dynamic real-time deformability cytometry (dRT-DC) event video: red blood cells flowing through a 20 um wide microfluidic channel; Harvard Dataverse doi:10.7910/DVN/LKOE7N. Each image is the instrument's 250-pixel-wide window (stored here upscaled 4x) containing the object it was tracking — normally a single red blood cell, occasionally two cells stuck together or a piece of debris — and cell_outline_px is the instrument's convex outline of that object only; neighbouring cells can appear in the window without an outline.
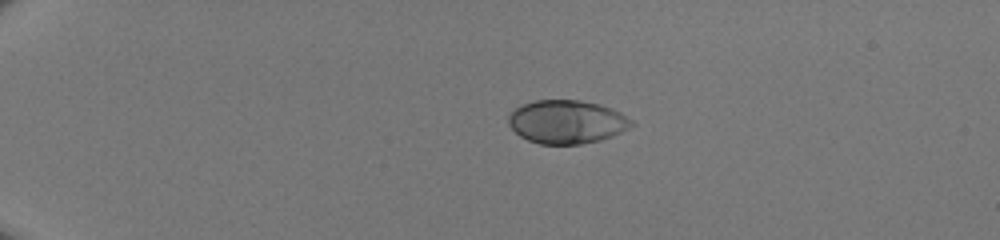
{"species": "human", "species_latin": "Homo sapiens", "temperature_condition": "room temperature", "stored_images_in_passage": 38, "camera_frame_rate_fps": 3000, "um_per_image_px": 0.085, "donor": {"sex": "male"}, "frame": {"image": 1, "passage_image": 1, "time_ms": 0.0, "image_size_px": [1000, 240], "cell_outline_px": [[636, 124], [612, 136], [600, 140], [580, 144], [540, 144], [528, 140], [520, 136], [508, 124], [508, 116], [520, 104], [536, 100], [580, 100], [600, 104], [612, 108], [620, 112], [632, 120]], "centroid_in_image_um": [48.18, 10.35], "position_along_channel_um": 36.8, "area_um2": 31.21}}
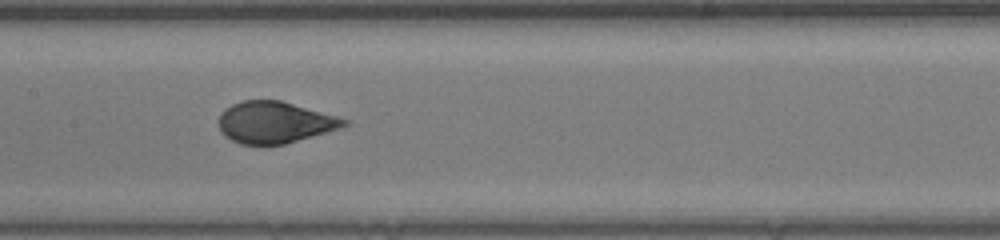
{"frame": {"image": 2, "passage_image": 17, "time_ms": 5.333, "image_size_px": [1000, 240], "cell_outline_px": [[348, 124], [340, 128], [328, 132], [284, 144], [240, 144], [224, 136], [220, 128], [220, 112], [224, 108], [232, 104], [244, 100], [280, 100], [336, 116], [348, 120]], "centroid_in_image_um": [23.33, 10.39], "position_along_channel_um": 184.1, "area_um2": 30.11}}
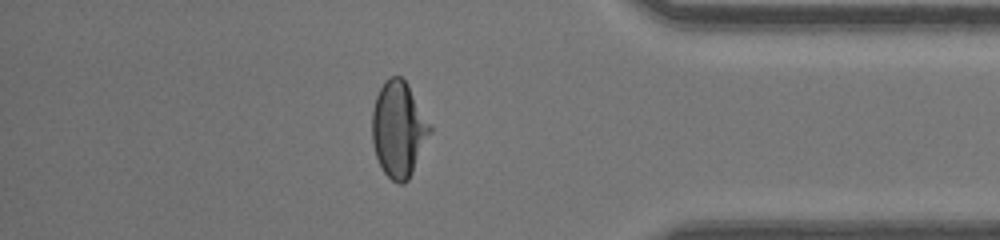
{"frame": {"image": 3, "passage_image": 33, "time_ms": 10.667, "image_size_px": [1000, 240], "cell_outline_px": [[432, 132], [408, 180], [404, 184], [400, 184], [392, 180], [384, 172], [376, 156], [372, 140], [372, 112], [376, 96], [384, 80], [392, 76], [400, 76], [408, 84], [432, 128]], "centroid_in_image_um": [33.88, 10.98], "position_along_channel_um": 401.3, "area_um2": 32.08}}